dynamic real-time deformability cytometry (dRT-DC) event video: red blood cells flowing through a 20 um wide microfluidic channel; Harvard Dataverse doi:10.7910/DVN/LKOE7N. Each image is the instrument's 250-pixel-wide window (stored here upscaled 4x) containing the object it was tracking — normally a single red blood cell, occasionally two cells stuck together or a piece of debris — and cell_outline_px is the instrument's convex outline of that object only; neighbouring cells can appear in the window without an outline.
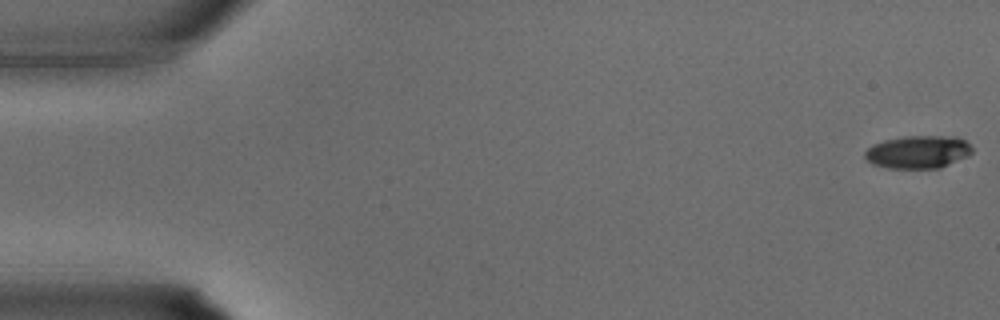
{"species": "common noctule bat (a hibernating species)", "species_latin": "Nyctalus noctula", "temperature_condition": "warm", "stored_images_in_passage": 11, "camera_frame_rate_fps": 3000, "um_per_image_px": 0.085, "animal": {"sex": "male", "body_mass_g": 15.6}, "frame": {"image": 1, "passage_image": 1, "time_ms": 0.0, "image_size_px": [1000, 320], "cell_outline_px": [[972, 152], [968, 156], [940, 168], [888, 168], [872, 164], [864, 156], [864, 152], [872, 144], [884, 140], [904, 136], [956, 136], [964, 140], [972, 148]], "centroid_in_image_um": [78.02, 12.91], "position_along_channel_um": 7.0, "area_um2": 20.58}}
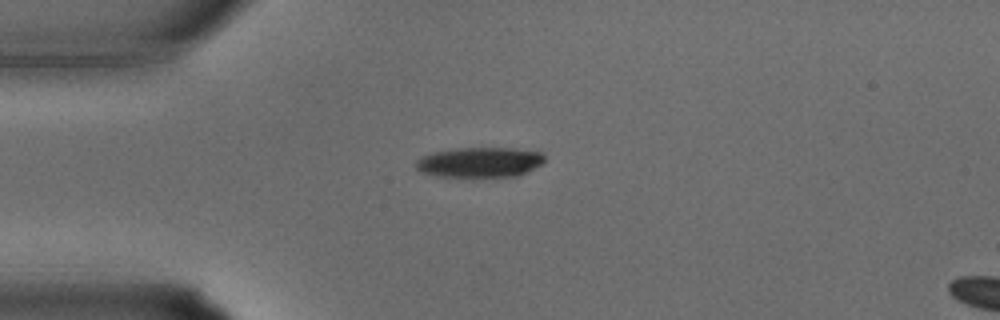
{"frame": {"image": 2, "passage_image": 9, "time_ms": 2.667, "image_size_px": [1000, 320], "cell_outline_px": [[544, 164], [528, 172], [516, 176], [436, 176], [424, 172], [416, 168], [416, 160], [420, 156], [432, 152], [456, 148], [512, 148], [544, 152]], "centroid_in_image_um": [40.82, 13.78], "position_along_channel_um": 44.2, "area_um2": 22.66}}